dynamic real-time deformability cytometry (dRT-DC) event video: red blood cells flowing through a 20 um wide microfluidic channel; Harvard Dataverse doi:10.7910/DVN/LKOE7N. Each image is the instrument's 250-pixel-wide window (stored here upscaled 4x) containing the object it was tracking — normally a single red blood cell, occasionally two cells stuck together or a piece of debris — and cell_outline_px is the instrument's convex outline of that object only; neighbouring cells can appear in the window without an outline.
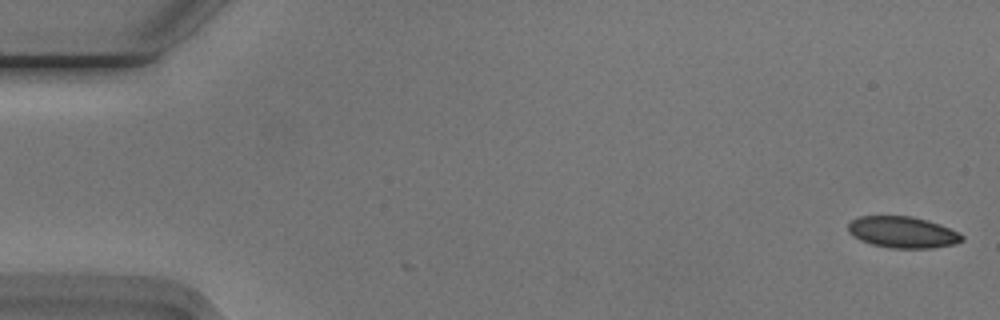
{"species": "Egyptian fruit bat (a non-hibernating species)", "species_latin": "Rousettus aegyptiacus", "temperature_condition": "cold", "stored_images_in_passage": 2, "camera_frame_rate_fps": 3000, "um_per_image_px": 0.085, "animal": {"sex": "male"}, "frame": {"image": 1, "passage_image": 2, "time_ms": 0.333, "image_size_px": [1000, 320], "cell_outline_px": [[964, 240], [956, 244], [932, 248], [892, 248], [872, 244], [860, 240], [852, 236], [848, 232], [848, 224], [852, 220], [860, 216], [912, 216], [928, 220], [940, 224], [960, 232], [964, 236]], "centroid_in_image_um": [76.75, 19.74], "position_along_channel_um": 8.2, "area_um2": 21.04}}